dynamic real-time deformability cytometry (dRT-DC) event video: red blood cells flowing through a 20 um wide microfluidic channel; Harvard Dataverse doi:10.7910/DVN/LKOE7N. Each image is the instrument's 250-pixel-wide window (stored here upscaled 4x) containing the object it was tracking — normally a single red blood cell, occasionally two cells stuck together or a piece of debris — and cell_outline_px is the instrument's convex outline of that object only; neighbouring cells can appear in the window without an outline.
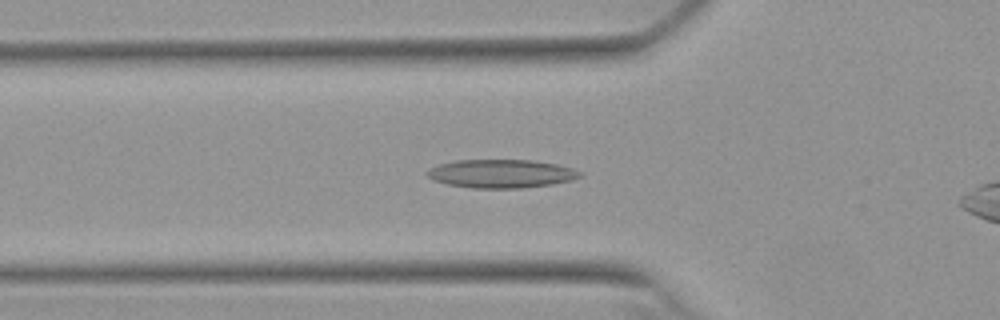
{"species": "Egyptian fruit bat (a non-hibernating species)", "species_latin": "Rousettus aegyptiacus", "temperature_condition": "warm", "stored_images_in_passage": 40, "camera_frame_rate_fps": 3000, "um_per_image_px": 0.085, "animal": {"sex": "female"}, "frame": {"image": 1, "passage_image": 8, "time_ms": 2.333, "image_size_px": [1000, 320], "cell_outline_px": [[584, 172], [580, 176], [572, 180], [552, 184], [524, 188], [472, 188], [448, 184], [436, 180], [428, 176], [424, 172], [440, 164], [456, 160], [532, 160], [556, 164], [572, 168]], "centroid_in_image_um": [42.64, 14.76], "position_along_channel_um": 83.2, "area_um2": 25.2}}
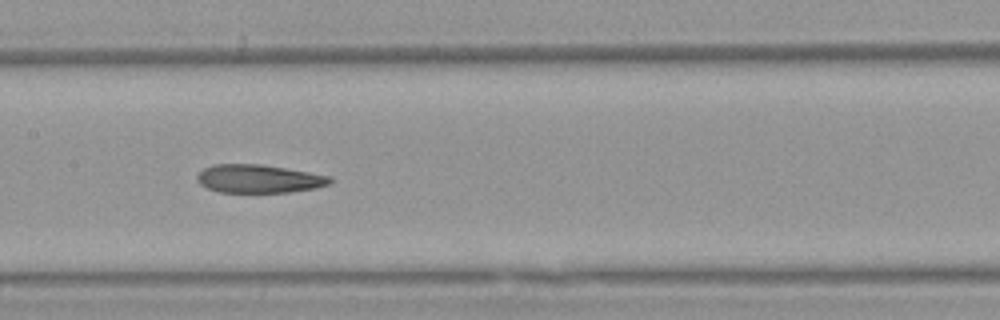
{"frame": {"image": 2, "passage_image": 16, "time_ms": 5.0, "image_size_px": [1000, 320], "cell_outline_px": [[332, 180], [328, 184], [316, 188], [288, 192], [220, 192], [208, 188], [200, 184], [196, 180], [196, 176], [204, 168], [212, 164], [260, 164], [332, 176]], "centroid_in_image_um": [21.98, 15.19], "position_along_channel_um": 185.4, "area_um2": 21.79}}
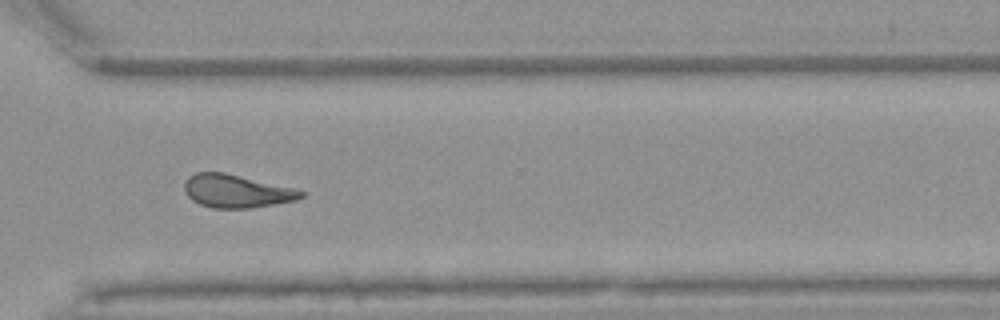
{"frame": {"image": 3, "passage_image": 29, "time_ms": 9.333, "image_size_px": [1000, 320], "cell_outline_px": [[304, 196], [296, 200], [252, 208], [212, 208], [200, 204], [192, 200], [184, 192], [184, 180], [188, 176], [196, 172], [224, 172], [292, 188], [304, 192]], "centroid_in_image_um": [20.04, 16.25], "position_along_channel_um": 350.6, "area_um2": 22.37}, "authors_computed_cell_mechanics": {"area_um2": 22.3686, "velocity_mm_per_s": 3.8215, "shape_relaxation_time_tau1_ms": null, "shape_relaxation_time_tau2_ms": 4.3106, "deformation_change_tau1": null, "deformation_change_tau2": 0.1414}}